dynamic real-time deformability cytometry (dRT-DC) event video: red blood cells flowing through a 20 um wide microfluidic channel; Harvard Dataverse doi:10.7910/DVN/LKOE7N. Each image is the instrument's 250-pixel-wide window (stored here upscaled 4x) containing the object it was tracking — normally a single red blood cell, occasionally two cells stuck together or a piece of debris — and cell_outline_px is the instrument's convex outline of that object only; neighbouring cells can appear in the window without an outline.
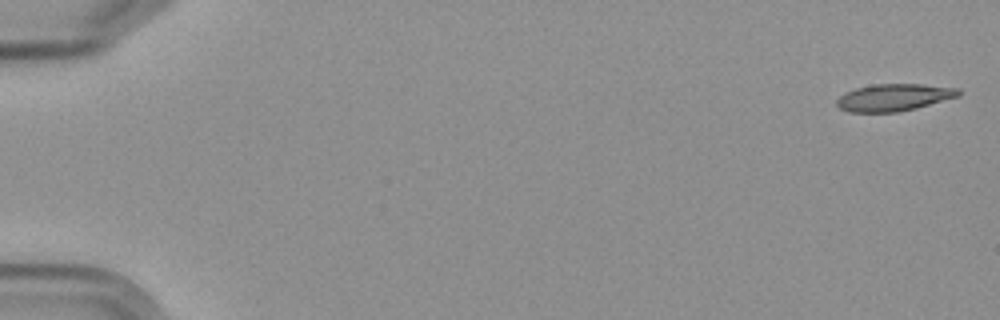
{"species": "Egyptian fruit bat (a non-hibernating species)", "species_latin": "Rousettus aegyptiacus", "temperature_condition": "cold", "stored_images_in_passage": 7, "camera_frame_rate_fps": 3000, "um_per_image_px": 0.085, "frame": {"image": 1, "passage_image": 1, "time_ms": 0.0, "image_size_px": [1000, 320], "cell_outline_px": [[960, 96], [916, 108], [896, 112], [848, 112], [840, 108], [836, 104], [836, 100], [840, 96], [856, 88], [876, 84], [920, 84], [960, 88]], "centroid_in_image_um": [76.0, 8.28], "position_along_channel_um": 9.0, "area_um2": 19.13}}
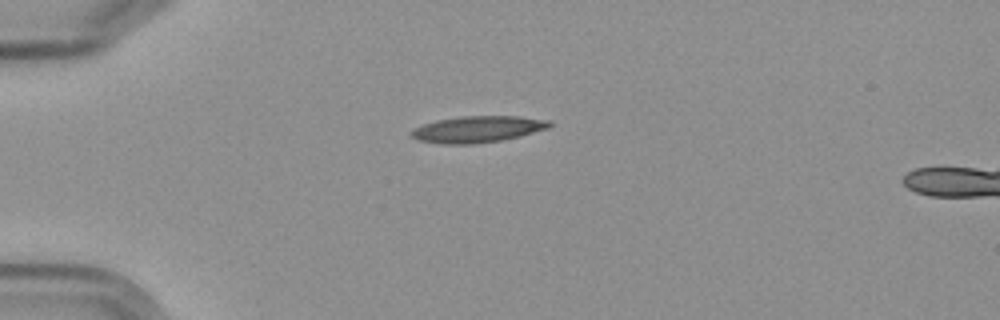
{"frame": {"image": 2, "passage_image": 5, "time_ms": 4.667, "image_size_px": [1000, 320], "cell_outline_px": [[552, 124], [548, 128], [520, 136], [500, 140], [472, 144], [440, 144], [420, 140], [412, 136], [412, 132], [416, 128], [424, 124], [436, 120], [464, 116], [516, 116], [548, 120]], "centroid_in_image_um": [40.62, 10.98], "position_along_channel_um": 44.4, "area_um2": 20.92}}
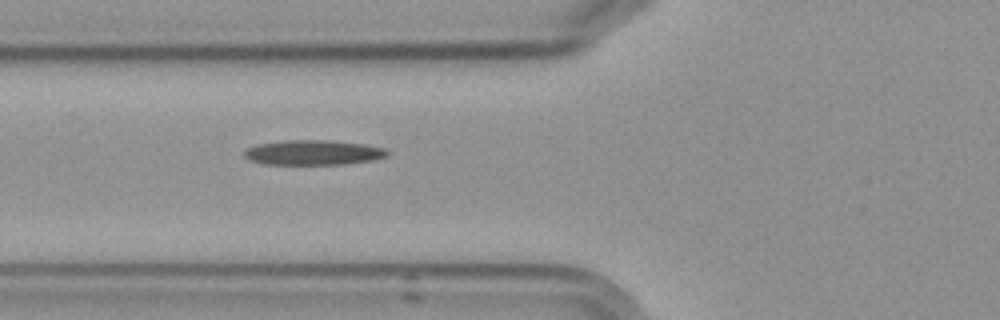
{"frame": {"image": 3, "passage_image": 7, "time_ms": 7.0, "image_size_px": [1000, 320], "cell_outline_px": [[388, 156], [372, 160], [344, 164], [264, 164], [248, 160], [244, 156], [244, 152], [248, 148], [256, 144], [284, 140], [332, 140], [364, 144], [384, 148], [388, 152]], "centroid_in_image_um": [26.6, 12.96], "position_along_channel_um": 99.2, "area_um2": 20.81}}